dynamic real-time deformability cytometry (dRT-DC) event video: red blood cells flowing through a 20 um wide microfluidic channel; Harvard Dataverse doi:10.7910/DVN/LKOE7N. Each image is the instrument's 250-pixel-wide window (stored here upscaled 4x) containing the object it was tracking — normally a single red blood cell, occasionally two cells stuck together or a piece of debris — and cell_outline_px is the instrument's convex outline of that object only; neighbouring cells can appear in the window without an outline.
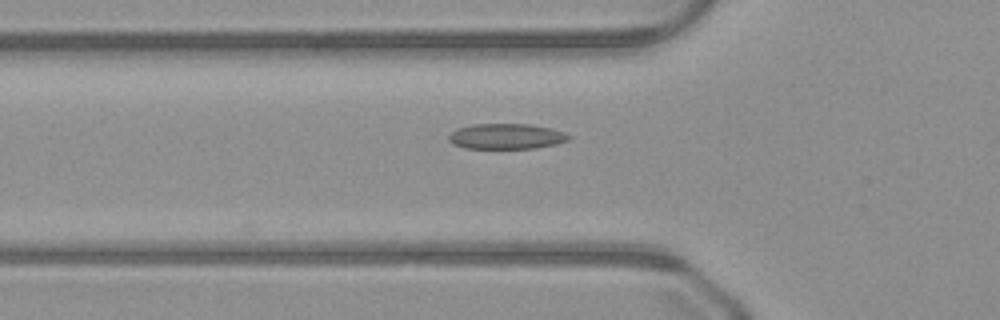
{"species": "common noctule bat (a hibernating species)", "species_latin": "Nyctalus noctula", "temperature_condition": "warm", "stored_images_in_passage": 9, "camera_frame_rate_fps": 3000, "um_per_image_px": 0.085, "animal": {"sex": "male", "body_mass_g": 23.1, "forearm_length_mm": 52.7}, "frame": {"image": 1, "passage_image": 2, "time_ms": 0.333, "image_size_px": [1000, 320], "cell_outline_px": [[572, 136], [568, 140], [556, 144], [536, 148], [464, 148], [452, 144], [448, 140], [448, 136], [452, 132], [460, 128], [472, 124], [528, 124], [552, 128], [564, 132]], "centroid_in_image_um": [43.05, 11.59], "position_along_channel_um": 82.8, "area_um2": 17.8}}
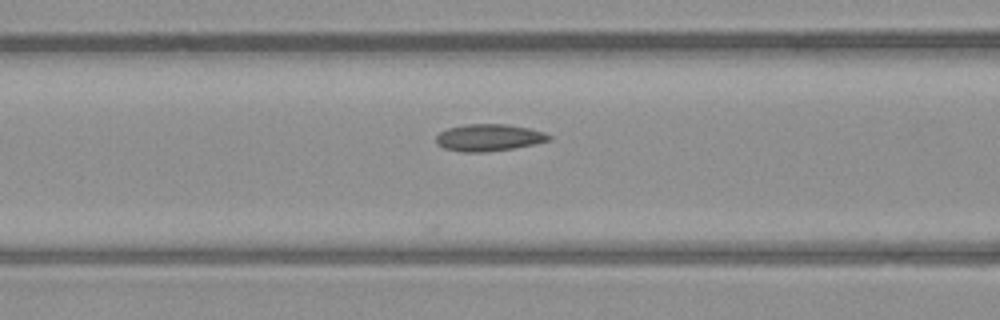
{"frame": {"image": 2, "passage_image": 5, "time_ms": 1.333, "image_size_px": [1000, 320], "cell_outline_px": [[552, 140], [536, 144], [488, 152], [460, 152], [444, 148], [436, 144], [436, 136], [440, 132], [448, 128], [464, 124], [504, 124], [528, 128], [544, 132], [552, 136]], "centroid_in_image_um": [41.55, 11.7], "position_along_channel_um": 125.0, "area_um2": 17.86}}
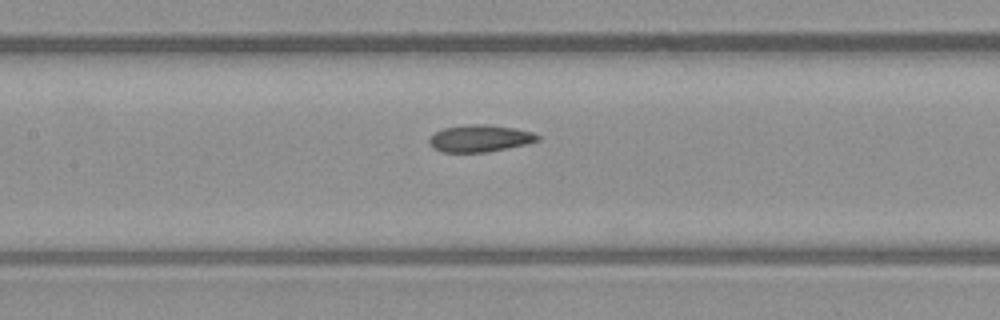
{"frame": {"image": 3, "passage_image": 8, "time_ms": 2.333, "image_size_px": [1000, 320], "cell_outline_px": [[540, 140], [528, 144], [488, 152], [440, 152], [432, 148], [428, 144], [428, 140], [436, 132], [444, 128], [468, 124], [488, 124], [516, 128], [532, 132], [540, 136]], "centroid_in_image_um": [40.8, 11.77], "position_along_channel_um": 166.6, "area_um2": 17.28}}